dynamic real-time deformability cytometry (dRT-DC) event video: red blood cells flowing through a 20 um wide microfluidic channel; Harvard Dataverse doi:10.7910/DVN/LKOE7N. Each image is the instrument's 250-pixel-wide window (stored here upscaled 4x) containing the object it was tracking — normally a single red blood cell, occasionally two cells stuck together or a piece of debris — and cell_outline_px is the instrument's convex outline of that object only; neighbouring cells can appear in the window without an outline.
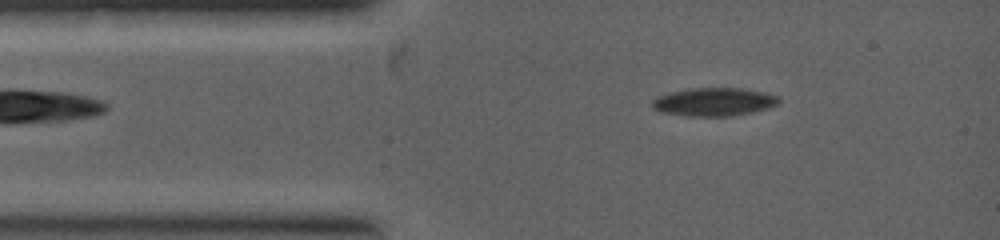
{"species": "common noctule bat (a hibernating species)", "species_latin": "Nyctalus noctula", "temperature_condition": "warm", "stored_images_in_passage": 20, "camera_frame_rate_fps": 5000, "um_per_image_px": 0.085, "animal": {"sex": "female", "body_mass_g": 19.0, "forearm_length_mm": 53.3}, "frame": {"image": 1, "passage_image": 2, "time_ms": 0.2, "image_size_px": [1000, 240], "cell_outline_px": [[780, 104], [768, 108], [752, 112], [732, 116], [688, 116], [660, 112], [652, 108], [652, 100], [656, 96], [668, 92], [688, 88], [744, 88], [764, 92], [780, 96]], "centroid_in_image_um": [60.69, 8.65], "position_along_channel_um": 24.3, "area_um2": 21.21}}
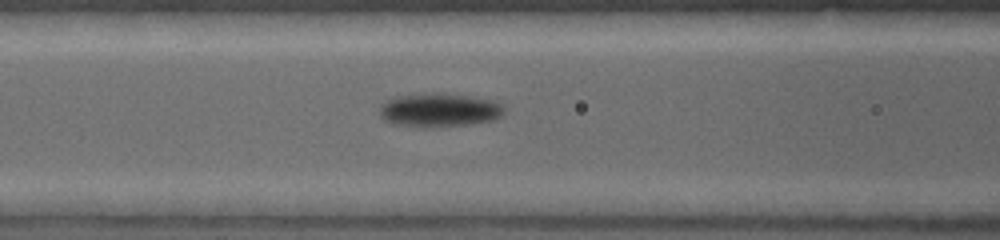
{"frame": {"image": 2, "passage_image": 14, "time_ms": 2.2, "image_size_px": [1000, 240], "cell_outline_px": [[504, 112], [496, 120], [468, 124], [424, 128], [420, 128], [392, 124], [384, 120], [380, 116], [380, 104], [392, 96], [432, 92], [440, 92], [468, 96], [492, 100], [500, 104], [504, 108]], "centroid_in_image_um": [37.27, 9.35], "position_along_channel_um": 129.3, "area_um2": 24.97}}
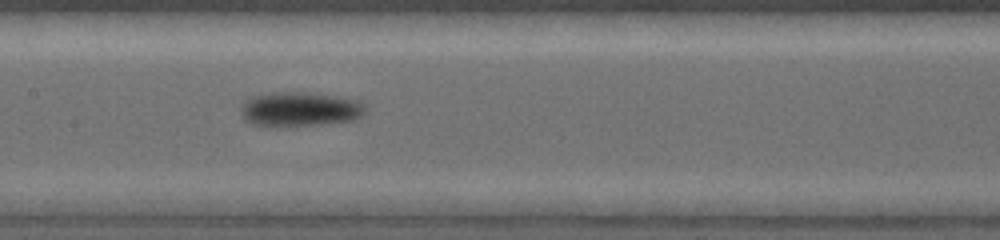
{"frame": {"image": 3, "passage_image": 19, "time_ms": 3.0, "image_size_px": [1000, 240], "cell_outline_px": [[364, 112], [360, 116], [352, 120], [320, 124], [252, 124], [244, 120], [240, 112], [240, 108], [244, 100], [252, 96], [272, 92], [300, 92], [336, 96], [356, 100], [364, 104]], "centroid_in_image_um": [25.44, 9.24], "position_along_channel_um": 182.0, "area_um2": 24.28}}